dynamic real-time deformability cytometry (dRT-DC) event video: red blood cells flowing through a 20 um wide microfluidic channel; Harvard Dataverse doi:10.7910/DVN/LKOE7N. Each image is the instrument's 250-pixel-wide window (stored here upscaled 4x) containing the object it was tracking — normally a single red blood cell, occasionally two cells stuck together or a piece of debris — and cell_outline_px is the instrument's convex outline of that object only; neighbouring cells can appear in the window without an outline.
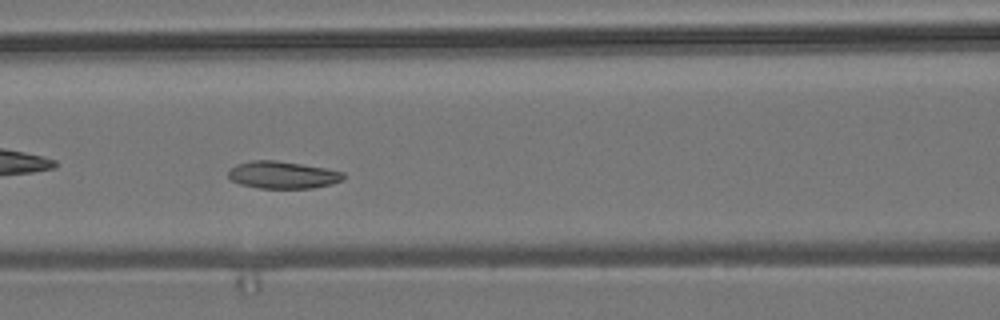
{"species": "common noctule bat (a hibernating species)", "species_latin": "Nyctalus noctula", "temperature_condition": "room temperature", "stored_images_in_passage": 43, "camera_frame_rate_fps": 3000, "um_per_image_px": 0.085, "animal": {"sex": "male", "body_mass_g": 19.2, "forearm_length_mm": 51.8}, "frame": {"image": 1, "passage_image": 11, "time_ms": 3.333, "image_size_px": [1000, 320], "cell_outline_px": [[344, 180], [332, 184], [312, 188], [260, 188], [240, 184], [232, 180], [228, 176], [228, 168], [236, 164], [252, 160], [276, 160], [324, 168], [344, 172]], "centroid_in_image_um": [24.01, 14.86], "position_along_channel_um": 142.6, "area_um2": 18.32}}
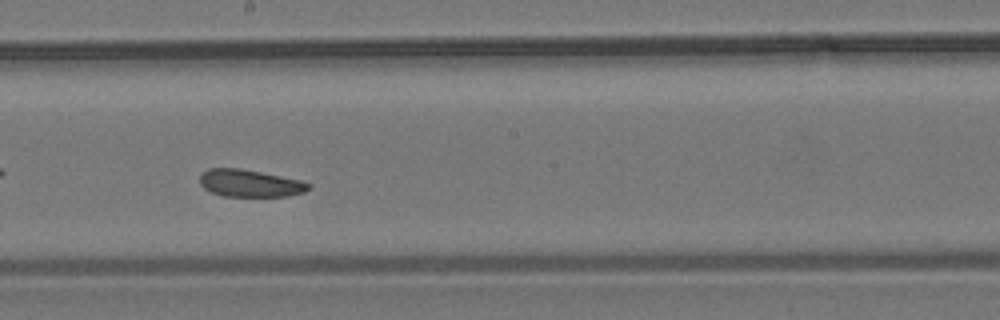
{"frame": {"image": 2, "passage_image": 18, "time_ms": 5.667, "image_size_px": [1000, 320], "cell_outline_px": [[312, 188], [304, 192], [288, 196], [224, 196], [212, 192], [204, 188], [200, 184], [200, 176], [208, 168], [240, 168], [300, 180], [312, 184]], "centroid_in_image_um": [21.27, 15.58], "position_along_channel_um": 226.9, "area_um2": 17.22}}
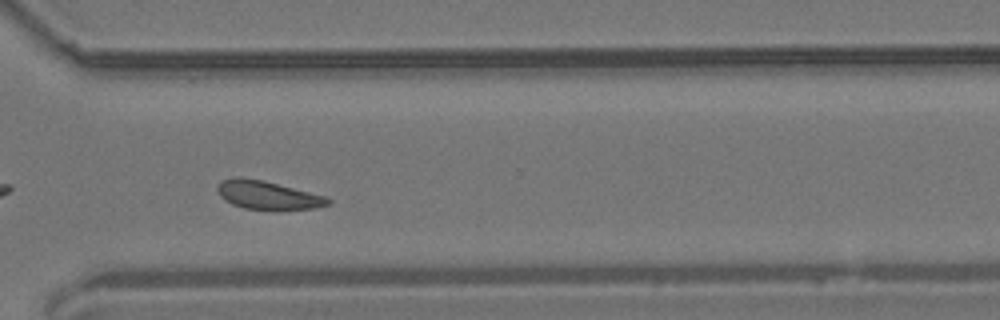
{"frame": {"image": 3, "passage_image": 28, "time_ms": 9.0, "image_size_px": [1000, 320], "cell_outline_px": [[332, 204], [316, 208], [272, 212], [244, 208], [232, 204], [224, 200], [220, 196], [216, 188], [220, 180], [236, 176], [240, 176], [264, 180], [324, 196], [332, 200]], "centroid_in_image_um": [22.75, 16.61], "position_along_channel_um": 347.9, "area_um2": 19.07}, "authors_computed_cell_mechanics": {"area_um2": 18.5538, "velocity_mm_per_s": 3.6306, "shape_relaxation_time_tau1_ms": 11.0896, "shape_relaxation_time_tau2_ms": 3.8933, "deformation_change_tau1": 0.1248, "deformation_change_tau2": 0.1079}}